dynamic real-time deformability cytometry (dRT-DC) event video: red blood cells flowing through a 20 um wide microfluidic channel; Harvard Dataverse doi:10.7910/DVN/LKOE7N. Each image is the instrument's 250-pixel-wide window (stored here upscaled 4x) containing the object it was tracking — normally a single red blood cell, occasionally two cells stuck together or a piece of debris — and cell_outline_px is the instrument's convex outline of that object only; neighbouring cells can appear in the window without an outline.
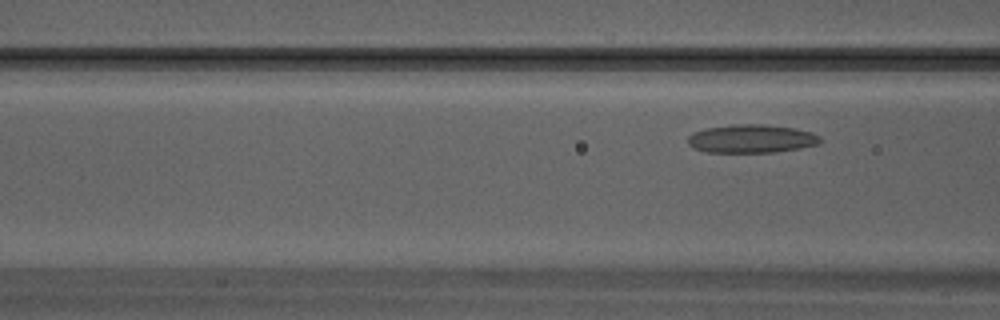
{"species": "Egyptian fruit bat (a non-hibernating species)", "species_latin": "Rousettus aegyptiacus", "temperature_condition": "warm", "stored_images_in_passage": 7, "camera_frame_rate_fps": 3000, "um_per_image_px": 0.085, "animal": {"sex": "male"}, "frame": {"image": 1, "passage_image": 7, "time_ms": 2.0, "image_size_px": [1000, 320], "cell_outline_px": [[820, 144], [800, 148], [776, 152], [704, 152], [692, 148], [688, 144], [688, 136], [692, 132], [708, 128], [732, 124], [764, 124], [792, 128], [812, 132], [820, 136]], "centroid_in_image_um": [63.85, 11.79], "position_along_channel_um": 102.7, "area_um2": 21.96}}